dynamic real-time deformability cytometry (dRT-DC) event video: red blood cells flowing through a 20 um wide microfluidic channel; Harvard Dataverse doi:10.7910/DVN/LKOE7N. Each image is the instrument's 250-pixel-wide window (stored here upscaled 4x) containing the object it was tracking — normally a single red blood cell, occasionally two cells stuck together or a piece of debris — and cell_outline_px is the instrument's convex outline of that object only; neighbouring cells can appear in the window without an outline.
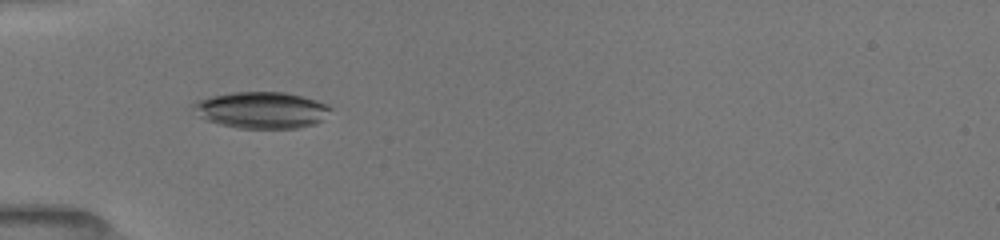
{"species": "common noctule bat (a hibernating species)", "species_latin": "Nyctalus noctula", "temperature_condition": "room temperature", "stored_images_in_passage": 31, "camera_frame_rate_fps": 3000, "um_per_image_px": 0.085, "animal": {"sex": "female", "body_mass_g": 19.5, "forearm_length_mm": 54.1}, "frame": {"image": 1, "passage_image": 1, "time_ms": 0.0, "image_size_px": [1000, 240], "cell_outline_px": [[332, 108], [316, 124], [300, 128], [240, 128], [220, 124], [208, 120], [200, 116], [192, 104], [196, 100], [212, 96], [232, 92], [284, 92], [316, 100]], "centroid_in_image_um": [22.22, 9.35], "position_along_channel_um": 62.8, "area_um2": 28.78}}
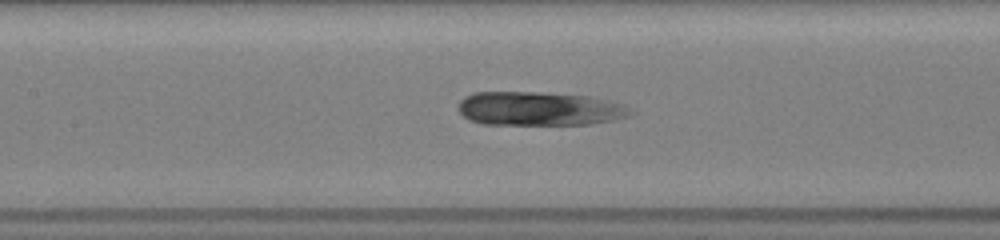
{"frame": {"image": 2, "passage_image": 9, "time_ms": 2.667, "image_size_px": [1000, 240], "cell_outline_px": [[632, 112], [628, 116], [612, 120], [588, 124], [484, 124], [468, 120], [460, 112], [460, 100], [464, 96], [472, 92], [544, 92], [588, 96], [608, 100], [624, 104]], "centroid_in_image_um": [45.81, 9.23], "position_along_channel_um": 161.6, "area_um2": 33.87}}
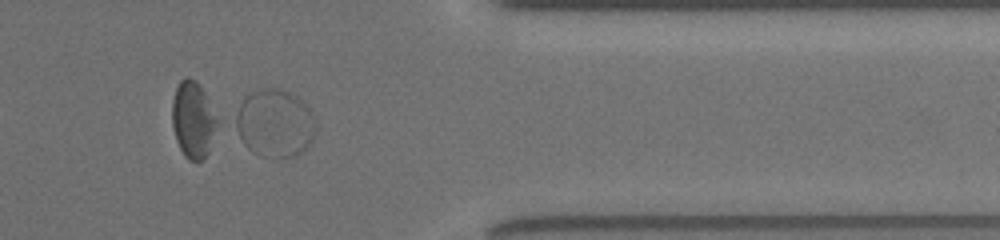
{"frame": {"image": 3, "passage_image": 28, "time_ms": 9.0, "image_size_px": [1000, 240], "cell_outline_px": [[316, 128], [312, 140], [308, 148], [296, 156], [284, 160], [272, 160], [260, 156], [252, 152], [244, 144], [228, 124], [228, 120], [240, 104], [252, 92], [260, 88], [280, 88], [296, 96], [312, 112]], "centroid_in_image_um": [23.27, 10.54], "position_along_channel_um": 388.1, "area_um2": 33.18}}